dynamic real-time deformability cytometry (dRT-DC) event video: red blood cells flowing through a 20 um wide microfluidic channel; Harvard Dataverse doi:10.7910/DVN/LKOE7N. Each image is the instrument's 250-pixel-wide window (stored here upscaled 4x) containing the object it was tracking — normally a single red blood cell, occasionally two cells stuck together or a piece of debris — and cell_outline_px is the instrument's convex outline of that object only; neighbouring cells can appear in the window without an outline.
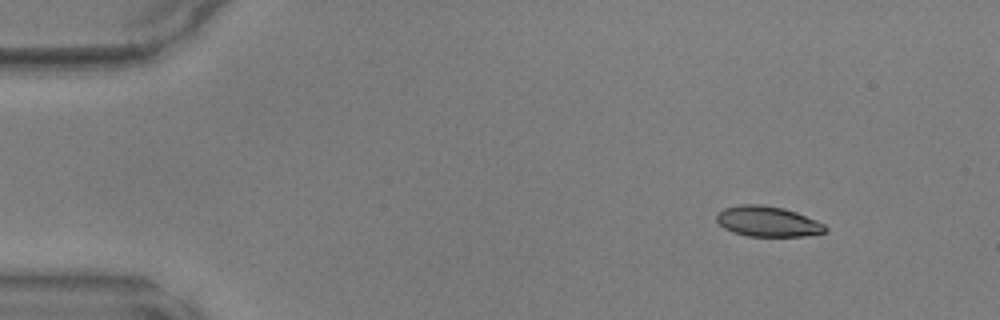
{"species": "common noctule bat (a hibernating species)", "species_latin": "Nyctalus noctula", "temperature_condition": "warm", "stored_images_in_passage": 43, "camera_frame_rate_fps": 3000, "um_per_image_px": 0.085, "animal": {"sex": "male", "body_mass_g": 17.9, "forearm_length_mm": 54.2}, "frame": {"image": 1, "passage_image": 1, "time_ms": 0.0, "image_size_px": [1000, 320], "cell_outline_px": [[828, 228], [824, 232], [804, 236], [748, 236], [732, 232], [724, 228], [716, 220], [716, 216], [724, 208], [740, 204], [760, 204], [784, 208], [796, 212], [816, 220], [824, 224]], "centroid_in_image_um": [65.24, 18.82], "position_along_channel_um": 19.8, "area_um2": 19.19}}
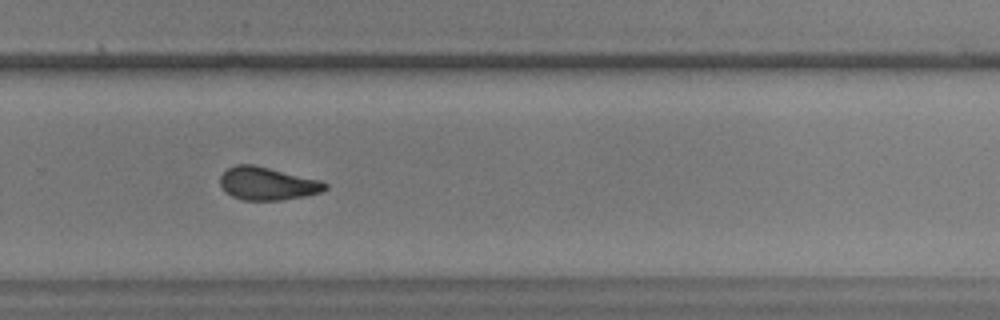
{"frame": {"image": 2, "passage_image": 28, "time_ms": 9.0, "image_size_px": [1000, 320], "cell_outline_px": [[328, 188], [320, 192], [304, 196], [280, 200], [244, 200], [232, 196], [220, 184], [220, 176], [228, 168], [236, 164], [256, 164], [320, 180], [328, 184]], "centroid_in_image_um": [22.74, 15.58], "position_along_channel_um": 307.1, "area_um2": 20.11}}
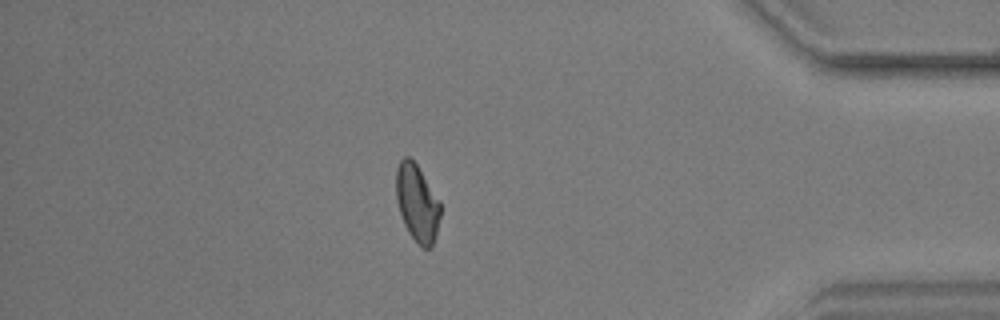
{"frame": {"image": 3, "passage_image": 37, "time_ms": 12.0, "image_size_px": [1000, 320], "cell_outline_px": [[440, 216], [432, 248], [424, 248], [416, 244], [408, 232], [404, 224], [396, 200], [396, 168], [400, 160], [404, 156], [408, 156], [416, 164], [440, 200]], "centroid_in_image_um": [35.45, 17.27], "position_along_channel_um": 399.8, "area_um2": 19.94}}